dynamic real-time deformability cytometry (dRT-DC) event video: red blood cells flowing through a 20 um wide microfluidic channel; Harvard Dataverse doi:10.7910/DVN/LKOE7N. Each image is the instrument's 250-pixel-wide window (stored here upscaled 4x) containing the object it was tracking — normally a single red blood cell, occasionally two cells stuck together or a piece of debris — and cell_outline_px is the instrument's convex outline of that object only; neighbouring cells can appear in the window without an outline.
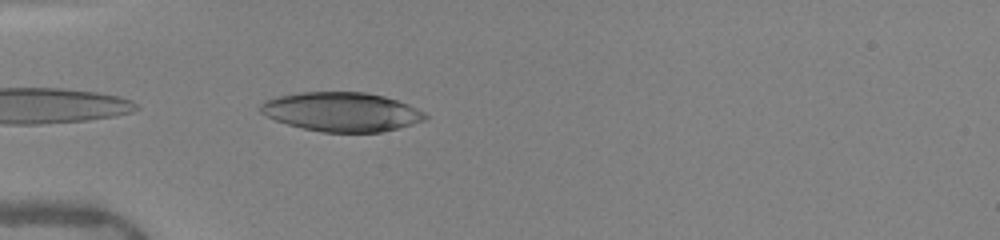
{"species": "human", "species_latin": "Homo sapiens", "temperature_condition": "warm", "stored_images_in_passage": 11, "camera_frame_rate_fps": 3000, "um_per_image_px": 0.085, "donor": {"sex": "female"}, "frame": {"image": 1, "passage_image": 1, "time_ms": 0.0, "image_size_px": [1000, 240], "cell_outline_px": [[428, 116], [424, 120], [412, 124], [380, 132], [324, 132], [304, 128], [288, 124], [276, 120], [260, 112], [260, 104], [264, 100], [276, 96], [300, 92], [364, 92], [384, 96], [408, 104], [424, 112]], "centroid_in_image_um": [29.01, 9.49], "position_along_channel_um": 56.0, "area_um2": 37.34}}
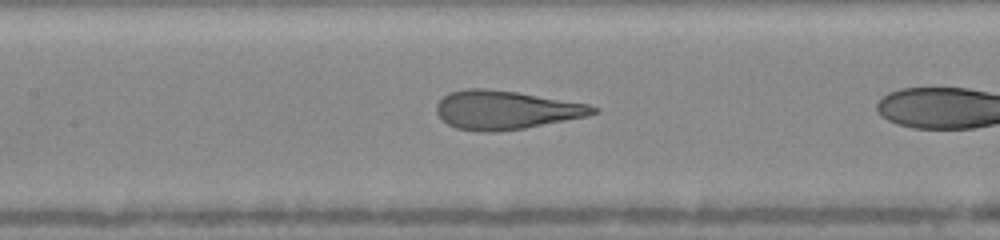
{"frame": {"image": 2, "passage_image": 7, "time_ms": 2.0, "image_size_px": [1000, 240], "cell_outline_px": [[600, 112], [588, 116], [524, 128], [496, 132], [480, 132], [456, 128], [448, 124], [436, 112], [436, 104], [444, 96], [452, 92], [468, 88], [484, 88], [516, 92], [588, 104], [600, 108]], "centroid_in_image_um": [43.01, 9.35], "position_along_channel_um": 164.4, "area_um2": 35.14}}
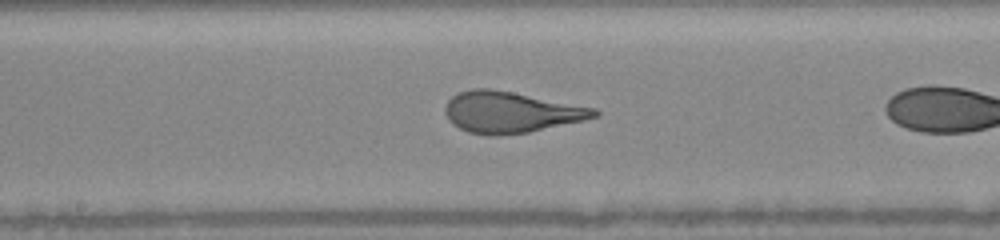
{"frame": {"image": 3, "passage_image": 10, "time_ms": 3.0, "image_size_px": [1000, 240], "cell_outline_px": [[600, 116], [584, 120], [528, 132], [468, 132], [452, 124], [448, 120], [444, 112], [444, 108], [448, 100], [452, 96], [460, 92], [472, 88], [492, 88], [596, 108], [600, 112]], "centroid_in_image_um": [43.43, 9.49], "position_along_channel_um": 204.8, "area_um2": 34.91}}